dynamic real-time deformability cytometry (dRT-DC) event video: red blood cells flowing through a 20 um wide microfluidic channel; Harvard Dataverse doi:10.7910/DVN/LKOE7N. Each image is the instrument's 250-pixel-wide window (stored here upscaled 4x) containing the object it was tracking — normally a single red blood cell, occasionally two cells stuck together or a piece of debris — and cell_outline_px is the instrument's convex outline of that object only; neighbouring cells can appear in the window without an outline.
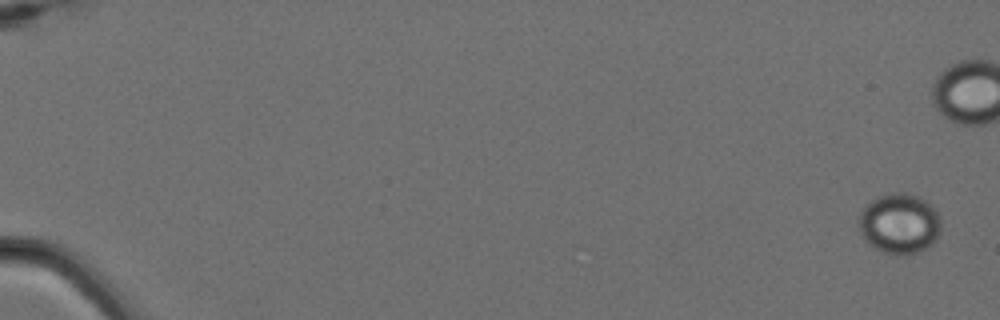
{"species": "Egyptian fruit bat (a non-hibernating species)", "species_latin": "Rousettus aegyptiacus", "temperature_condition": "cold", "stored_images_in_passage": 7, "camera_frame_rate_fps": 3000, "um_per_image_px": 0.085, "animal": {"sex": "female"}, "frame": {"image": 1, "passage_image": 1, "time_ms": 0.0, "image_size_px": [1000, 320], "cell_outline_px": [[940, 232], [936, 240], [928, 248], [904, 256], [892, 256], [868, 244], [864, 240], [860, 232], [860, 212], [872, 200], [880, 196], [892, 192], [904, 192], [928, 200], [936, 208], [940, 216]], "centroid_in_image_um": [76.49, 19.02], "position_along_channel_um": 8.5, "area_um2": 29.3}}